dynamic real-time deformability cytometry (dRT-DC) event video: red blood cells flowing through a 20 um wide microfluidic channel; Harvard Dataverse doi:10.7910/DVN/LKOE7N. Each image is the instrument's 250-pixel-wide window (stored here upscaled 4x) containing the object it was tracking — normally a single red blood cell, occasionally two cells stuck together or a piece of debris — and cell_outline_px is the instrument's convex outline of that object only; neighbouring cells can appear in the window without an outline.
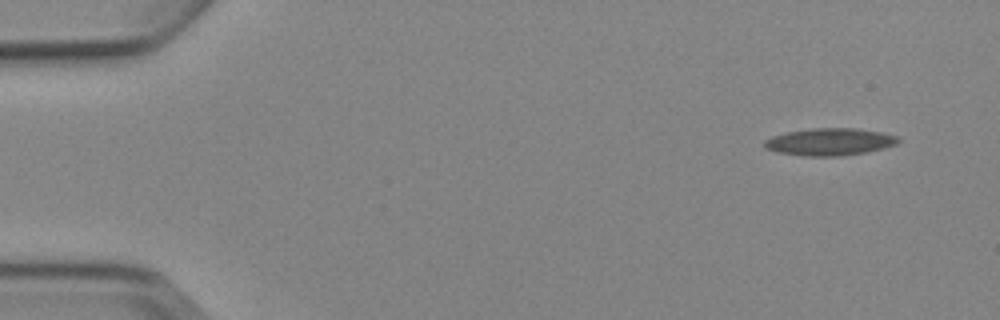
{"species": "Egyptian fruit bat (a non-hibernating species)", "species_latin": "Rousettus aegyptiacus", "temperature_condition": "cold", "stored_images_in_passage": 8, "camera_frame_rate_fps": 3000, "um_per_image_px": 0.085, "animal": {"sex": "female"}, "frame": {"image": 1, "passage_image": 1, "time_ms": 0.0, "image_size_px": [1000, 320], "cell_outline_px": [[900, 140], [896, 144], [884, 148], [864, 152], [840, 156], [804, 156], [776, 152], [764, 148], [764, 140], [772, 136], [788, 132], [812, 128], [856, 128], [880, 132], [900, 136]], "centroid_in_image_um": [70.52, 12.05], "position_along_channel_um": 14.5, "area_um2": 21.27}}
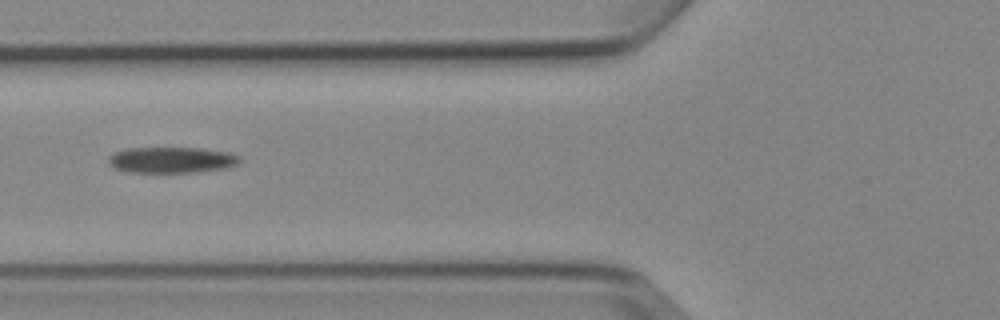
{"frame": {"image": 2, "passage_image": 5, "time_ms": 5.667, "image_size_px": [1000, 320], "cell_outline_px": [[240, 160], [236, 164], [228, 168], [200, 172], [132, 172], [116, 168], [108, 164], [108, 156], [116, 152], [128, 148], [200, 148], [228, 152], [240, 156]], "centroid_in_image_um": [14.61, 13.6], "position_along_channel_um": 111.2, "area_um2": 19.83}}
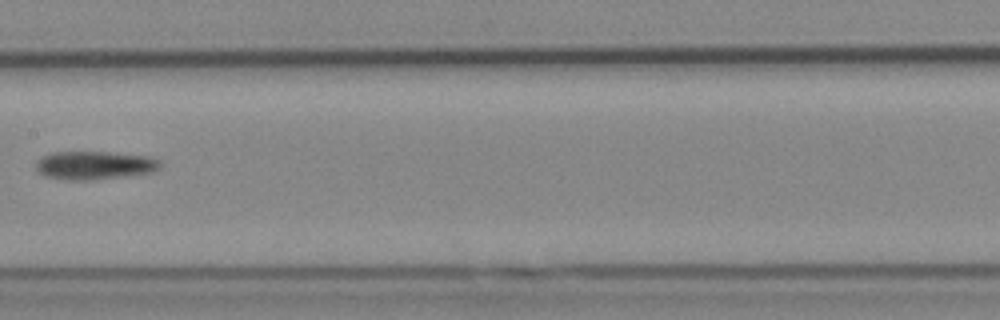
{"frame": {"image": 3, "passage_image": 7, "time_ms": 8.0, "image_size_px": [1000, 320], "cell_outline_px": [[160, 168], [152, 172], [124, 176], [92, 180], [68, 180], [44, 176], [36, 168], [36, 164], [44, 156], [52, 152], [108, 152], [152, 156], [160, 160]], "centroid_in_image_um": [8.08, 14.05], "position_along_channel_um": 199.3, "area_um2": 20.46}}